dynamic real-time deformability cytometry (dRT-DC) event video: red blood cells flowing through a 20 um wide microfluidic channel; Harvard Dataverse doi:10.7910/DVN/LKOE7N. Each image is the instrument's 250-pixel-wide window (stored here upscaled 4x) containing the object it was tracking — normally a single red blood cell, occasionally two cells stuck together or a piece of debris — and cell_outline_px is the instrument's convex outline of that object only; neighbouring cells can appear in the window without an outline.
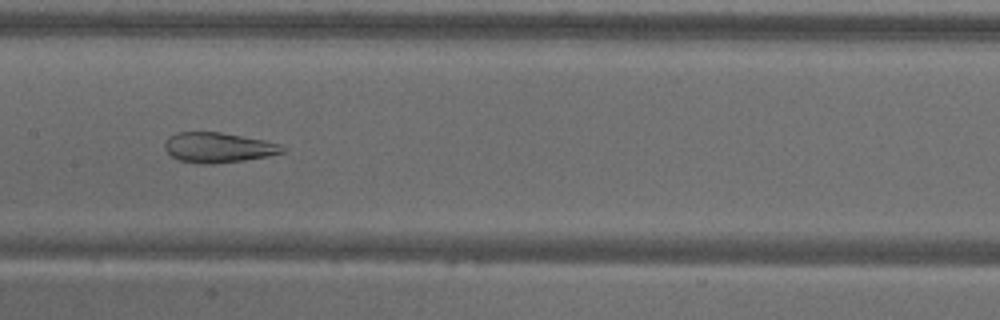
{"species": "common noctule bat (a hibernating species)", "species_latin": "Nyctalus noctula", "temperature_condition": "warm", "stored_images_in_passage": 57, "camera_frame_rate_fps": 3000, "um_per_image_px": 0.085, "animal": {"sex": "male", "body_mass_g": 18.8}, "frame": {"image": 1, "passage_image": 28, "time_ms": 9.0, "image_size_px": [1000, 320], "cell_outline_px": [[288, 148], [284, 152], [268, 156], [244, 160], [216, 164], [204, 164], [180, 160], [172, 156], [164, 148], [164, 140], [168, 136], [176, 132], [220, 132], [264, 140], [280, 144]], "centroid_in_image_um": [18.55, 12.53], "position_along_channel_um": 188.9, "area_um2": 20.75}}
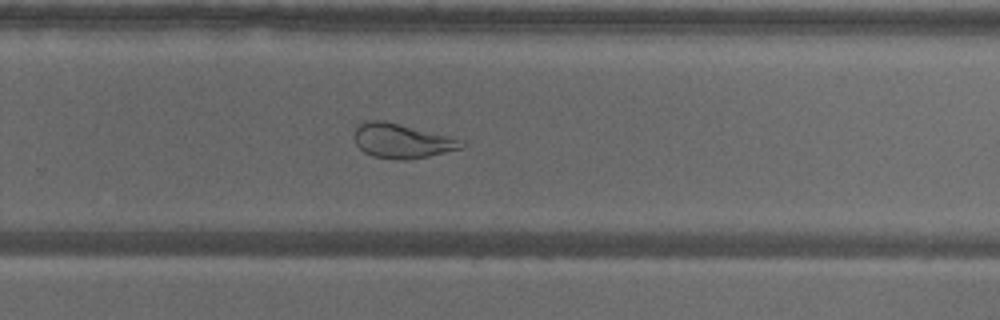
{"frame": {"image": 2, "passage_image": 37, "time_ms": 12.0, "image_size_px": [1000, 320], "cell_outline_px": [[468, 144], [464, 148], [428, 156], [408, 160], [396, 160], [372, 156], [364, 152], [356, 144], [352, 136], [356, 128], [364, 120], [384, 120], [464, 140]], "centroid_in_image_um": [34.16, 11.98], "position_along_channel_um": 295.6, "area_um2": 21.79}}
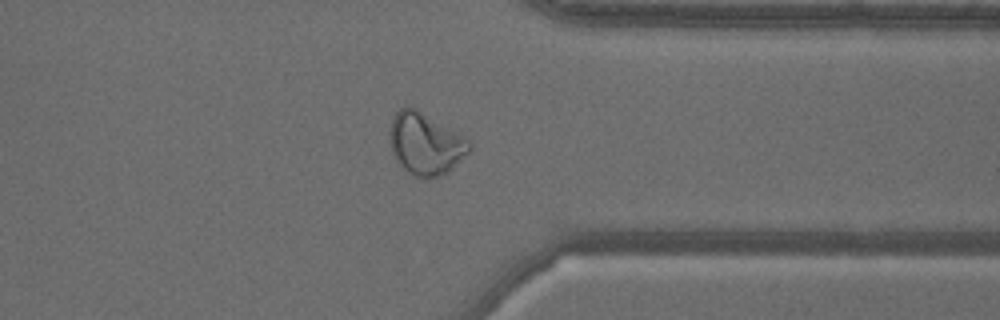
{"frame": {"image": 3, "passage_image": 44, "time_ms": 14.333, "image_size_px": [1000, 320], "cell_outline_px": [[472, 148], [448, 172], [436, 176], [416, 176], [400, 168], [392, 156], [388, 140], [388, 132], [392, 116], [400, 108], [408, 104], [416, 108], [464, 136], [472, 144]], "centroid_in_image_um": [36.09, 12.18], "position_along_channel_um": 375.3, "area_um2": 29.07}, "authors_computed_cell_mechanics": {"area_um2": 29.3624, "velocity_mm_per_s": 3.5768, "shape_relaxation_time_tau1_ms": null, "shape_relaxation_time_tau2_ms": 1.3975, "deformation_change_tau1": null, "deformation_change_tau2": 0.0916}}